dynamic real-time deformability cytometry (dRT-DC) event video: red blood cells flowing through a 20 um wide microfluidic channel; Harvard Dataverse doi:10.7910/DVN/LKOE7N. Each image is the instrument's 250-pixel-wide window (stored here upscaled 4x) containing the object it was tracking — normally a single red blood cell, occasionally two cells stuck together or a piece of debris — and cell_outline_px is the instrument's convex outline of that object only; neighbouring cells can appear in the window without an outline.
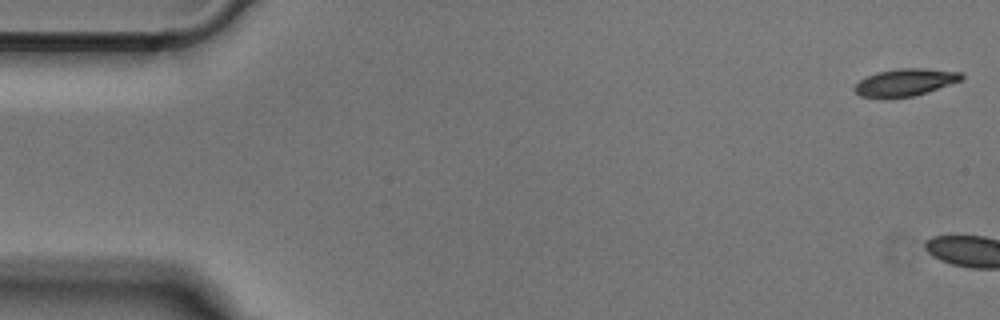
{"species": "Egyptian fruit bat (a non-hibernating species)", "species_latin": "Rousettus aegyptiacus", "temperature_condition": "cold", "stored_images_in_passage": 3, "camera_frame_rate_fps": 3000, "um_per_image_px": 0.085, "animal": {"sex": "male"}, "frame": {"image": 1, "passage_image": 1, "time_ms": 0.0, "image_size_px": [1000, 320], "cell_outline_px": [[964, 80], [928, 92], [912, 96], [880, 100], [860, 96], [852, 88], [860, 80], [876, 72], [900, 68], [924, 68], [964, 72]], "centroid_in_image_um": [76.95, 7.02], "position_along_channel_um": 8.0, "area_um2": 17.57}}